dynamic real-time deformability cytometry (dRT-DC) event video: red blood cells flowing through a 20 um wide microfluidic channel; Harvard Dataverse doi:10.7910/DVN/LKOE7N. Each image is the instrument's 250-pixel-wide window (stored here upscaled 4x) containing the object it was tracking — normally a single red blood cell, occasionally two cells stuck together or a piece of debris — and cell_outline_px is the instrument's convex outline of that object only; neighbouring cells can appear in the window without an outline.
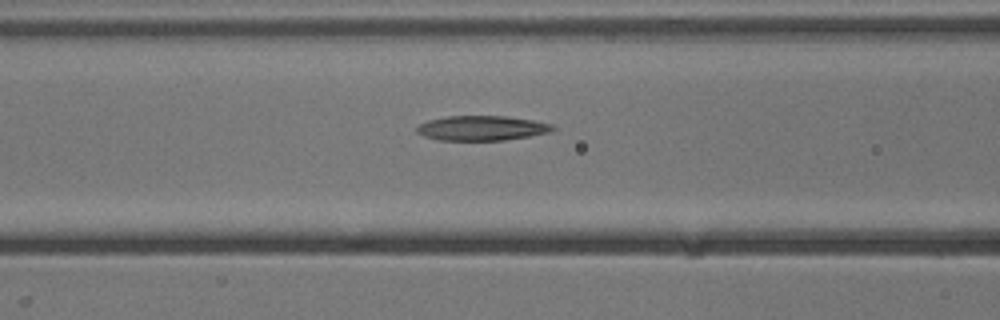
{"species": "common noctule bat (a hibernating species)", "species_latin": "Nyctalus noctula", "temperature_condition": "cold", "stored_images_in_passage": 33, "camera_frame_rate_fps": 3000, "um_per_image_px": 0.085, "animal": {"sex": "male", "body_mass_g": 13.3}, "frame": {"image": 1, "passage_image": 12, "time_ms": 3.667, "image_size_px": [1000, 320], "cell_outline_px": [[556, 128], [552, 132], [504, 140], [440, 140], [424, 136], [416, 132], [416, 128], [420, 124], [428, 120], [448, 116], [508, 116], [556, 124]], "centroid_in_image_um": [41.0, 10.88], "position_along_channel_um": 125.6, "area_um2": 19.71}}
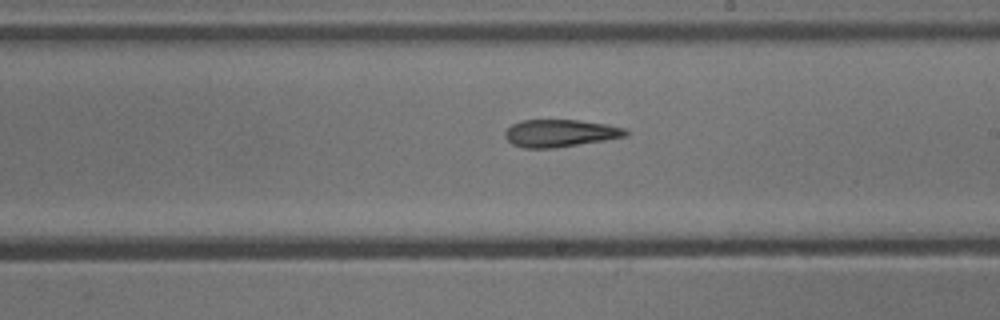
{"frame": {"image": 2, "passage_image": 21, "time_ms": 6.667, "image_size_px": [1000, 320], "cell_outline_px": [[628, 136], [604, 140], [552, 148], [524, 148], [512, 144], [504, 136], [504, 132], [512, 124], [520, 120], [580, 120], [608, 124], [628, 128]], "centroid_in_image_um": [47.63, 11.31], "position_along_channel_um": 241.4, "area_um2": 19.36}}
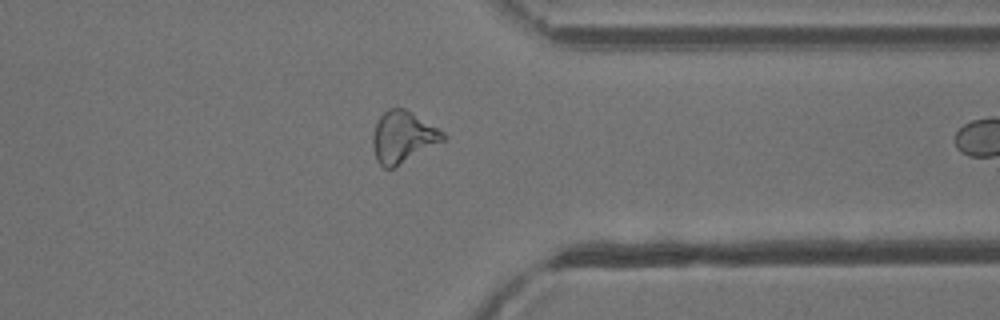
{"frame": {"image": 3, "passage_image": 32, "time_ms": 10.333, "image_size_px": [1000, 320], "cell_outline_px": [[448, 136], [444, 140], [392, 168], [384, 168], [376, 160], [372, 148], [372, 136], [376, 124], [380, 116], [388, 108], [404, 108], [444, 132]], "centroid_in_image_um": [34.21, 11.64], "position_along_channel_um": 377.2, "area_um2": 20.75}}